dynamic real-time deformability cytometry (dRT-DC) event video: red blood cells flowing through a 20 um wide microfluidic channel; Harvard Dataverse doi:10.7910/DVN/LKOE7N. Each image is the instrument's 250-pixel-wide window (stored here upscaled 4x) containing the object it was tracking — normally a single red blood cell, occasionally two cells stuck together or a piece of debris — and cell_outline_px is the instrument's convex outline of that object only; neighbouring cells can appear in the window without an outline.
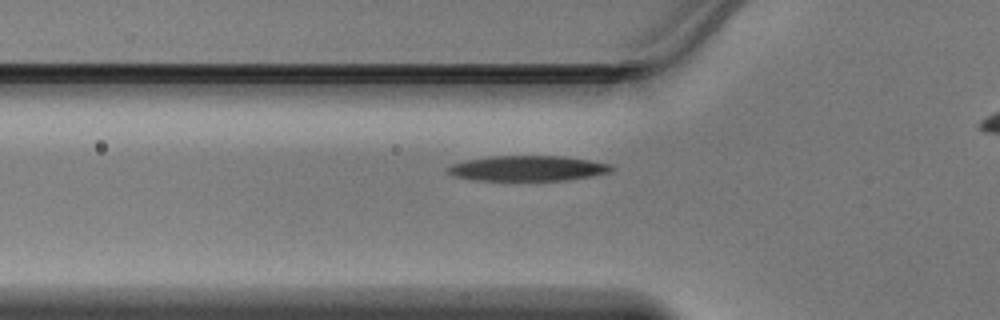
{"species": "Egyptian fruit bat (a non-hibernating species)", "species_latin": "Rousettus aegyptiacus", "temperature_condition": "warm", "stored_images_in_passage": 33, "camera_frame_rate_fps": 3000, "um_per_image_px": 0.085, "animal": {"sex": "male"}, "frame": {"image": 1, "passage_image": 8, "time_ms": 2.333, "image_size_px": [1000, 320], "cell_outline_px": [[616, 168], [612, 172], [592, 176], [568, 180], [472, 180], [452, 176], [444, 172], [444, 168], [452, 164], [468, 160], [492, 156], [560, 156], [588, 160], [612, 164]], "centroid_in_image_um": [44.84, 14.31], "position_along_channel_um": 81.0, "area_um2": 24.33}}
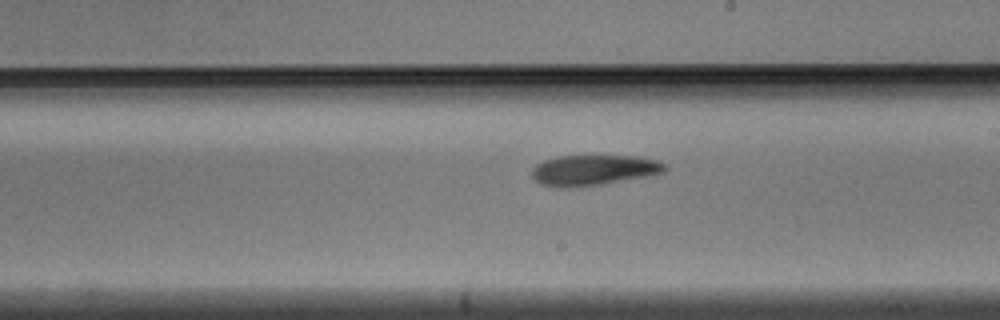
{"frame": {"image": 2, "passage_image": 19, "time_ms": 6.0, "image_size_px": [1000, 320], "cell_outline_px": [[668, 168], [664, 172], [648, 176], [604, 184], [568, 188], [560, 188], [544, 184], [536, 180], [532, 176], [532, 168], [536, 164], [544, 160], [560, 156], [636, 156], [656, 160], [664, 164]], "centroid_in_image_um": [50.47, 14.46], "position_along_channel_um": 238.5, "area_um2": 23.58}}
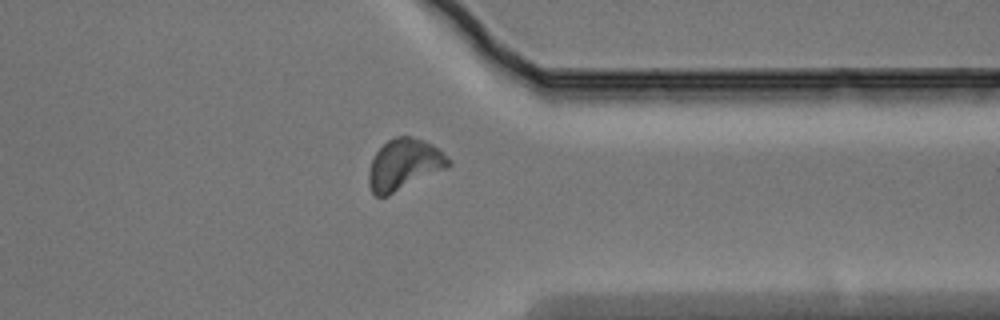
{"frame": {"image": 3, "passage_image": 29, "time_ms": 9.333, "image_size_px": [1000, 320], "cell_outline_px": [[452, 164], [448, 168], [388, 196], [376, 196], [372, 192], [368, 184], [368, 172], [372, 160], [376, 152], [388, 140], [396, 136], [412, 136], [424, 140], [432, 144], [452, 160]], "centroid_in_image_um": [34.37, 13.99], "position_along_channel_um": 377.0, "area_um2": 23.93}}